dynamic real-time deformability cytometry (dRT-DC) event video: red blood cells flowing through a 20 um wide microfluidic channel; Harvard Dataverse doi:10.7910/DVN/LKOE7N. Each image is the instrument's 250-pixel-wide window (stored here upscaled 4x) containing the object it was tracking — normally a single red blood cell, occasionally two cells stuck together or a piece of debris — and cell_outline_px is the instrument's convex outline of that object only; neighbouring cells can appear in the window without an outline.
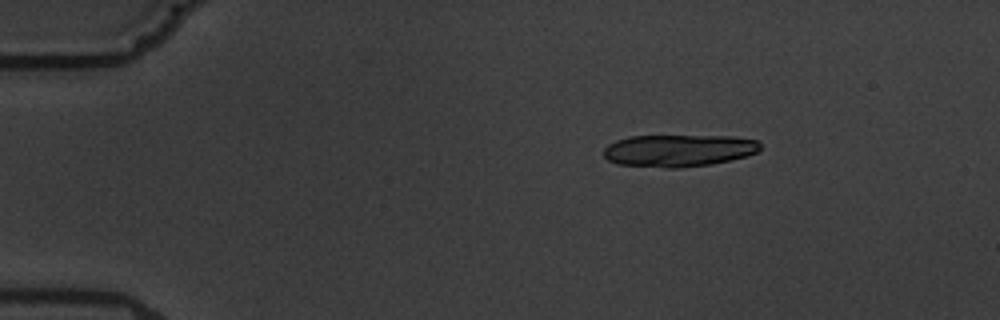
{"species": "common noctule bat (a hibernating species)", "species_latin": "Nyctalus noctula", "temperature_condition": "warm", "stored_images_in_passage": 15, "segment_of_instrument_passage": [1, 2], "camera_frame_rate_fps": 3000, "um_per_image_px": 0.085, "animal": {"sex": "male", "body_mass_g": 19.5, "forearm_length_mm": 54.6}, "frame": {"image": 1, "passage_image": 1, "time_ms": 0.0, "image_size_px": [1000, 320], "cell_outline_px": [[760, 148], [756, 152], [744, 156], [728, 160], [708, 164], [680, 168], [664, 168], [616, 164], [608, 160], [604, 156], [604, 148], [608, 144], [616, 140], [628, 136], [732, 136], [756, 140], [760, 144]], "centroid_in_image_um": [57.61, 12.79], "position_along_channel_um": 27.4, "area_um2": 29.25}}